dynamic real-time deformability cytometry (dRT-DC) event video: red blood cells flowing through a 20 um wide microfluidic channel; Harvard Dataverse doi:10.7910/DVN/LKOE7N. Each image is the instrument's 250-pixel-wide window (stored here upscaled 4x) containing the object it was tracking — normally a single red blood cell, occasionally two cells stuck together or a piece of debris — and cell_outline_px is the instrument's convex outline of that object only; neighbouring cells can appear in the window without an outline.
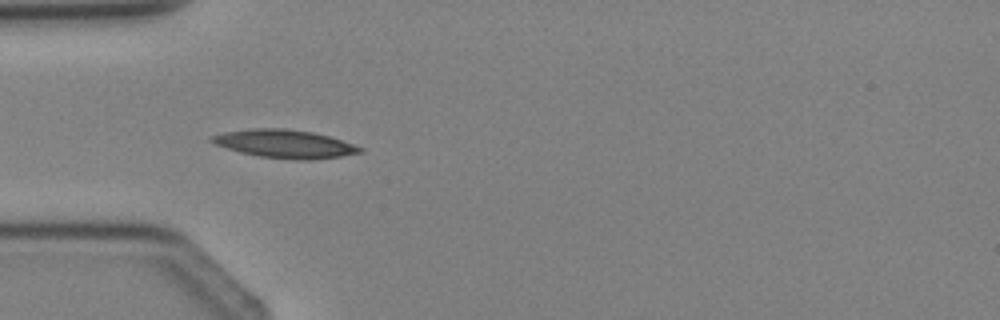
{"species": "Egyptian fruit bat (a non-hibernating species)", "species_latin": "Rousettus aegyptiacus", "temperature_condition": "cold", "stored_images_in_passage": 4, "camera_frame_rate_fps": 3000, "um_per_image_px": 0.085, "animal": {"sex": "female"}, "frame": {"image": 1, "passage_image": 3, "time_ms": 2.333, "image_size_px": [1000, 320], "cell_outline_px": [[364, 152], [340, 156], [312, 160], [296, 160], [260, 156], [240, 152], [216, 144], [208, 140], [212, 136], [224, 132], [252, 128], [284, 128], [312, 132], [328, 136], [364, 148]], "centroid_in_image_um": [24.21, 12.23], "position_along_channel_um": 60.8, "area_um2": 24.16}}
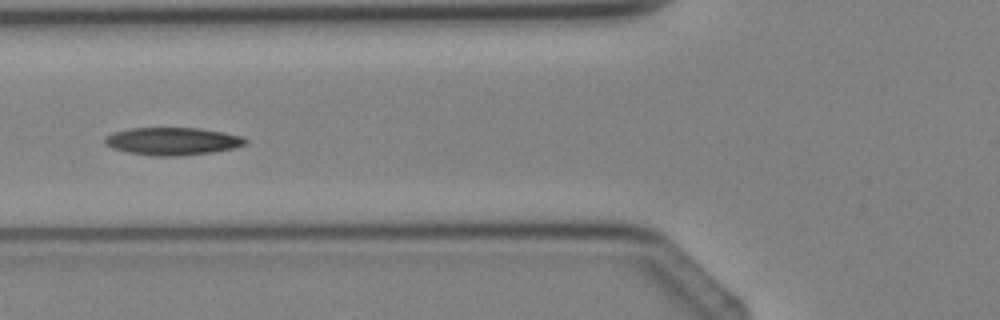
{"frame": {"image": 2, "passage_image": 4, "time_ms": 3.333, "image_size_px": [1000, 320], "cell_outline_px": [[248, 140], [244, 144], [232, 148], [212, 152], [180, 156], [152, 156], [128, 152], [112, 148], [104, 144], [104, 136], [116, 132], [132, 128], [200, 128], [224, 132], [244, 136]], "centroid_in_image_um": [14.66, 12.0], "position_along_channel_um": 111.1, "area_um2": 22.66}}